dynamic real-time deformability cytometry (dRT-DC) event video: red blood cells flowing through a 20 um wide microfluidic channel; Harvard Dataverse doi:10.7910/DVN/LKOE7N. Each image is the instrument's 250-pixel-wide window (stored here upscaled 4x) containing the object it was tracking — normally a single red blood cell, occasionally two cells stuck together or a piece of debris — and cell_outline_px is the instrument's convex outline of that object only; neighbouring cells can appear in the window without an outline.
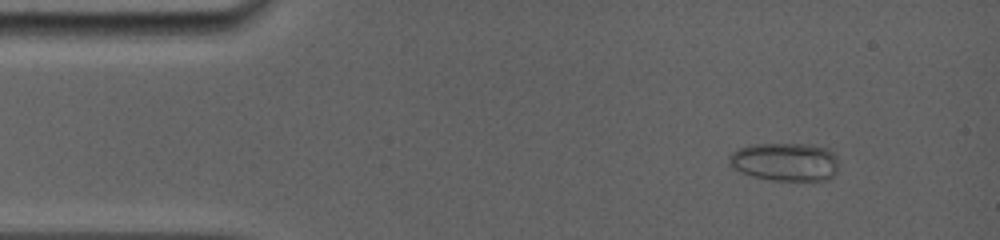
{"species": "common noctule bat (a hibernating species)", "species_latin": "Nyctalus noctula", "temperature_condition": "room temperature", "stored_images_in_passage": 28, "camera_frame_rate_fps": 5000, "um_per_image_px": 0.085, "animal": {"sex": "female", "body_mass_g": 19.0, "forearm_length_mm": 56.7}, "frame": {"image": 1, "passage_image": 4, "time_ms": 1.4, "image_size_px": [1000, 240], "cell_outline_px": [[836, 172], [828, 180], [772, 180], [752, 176], [740, 172], [728, 164], [728, 156], [732, 152], [740, 148], [756, 144], [808, 144], [828, 148], [836, 156]], "centroid_in_image_um": [66.71, 13.75], "position_along_channel_um": 18.3, "area_um2": 24.39}}
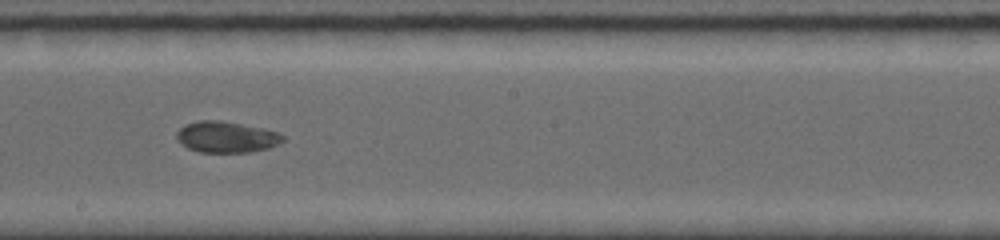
{"frame": {"image": 2, "passage_image": 19, "time_ms": 8.8, "image_size_px": [1000, 240], "cell_outline_px": [[284, 140], [268, 148], [252, 152], [200, 152], [188, 148], [180, 144], [176, 136], [176, 132], [184, 124], [200, 120], [220, 120], [260, 128], [276, 132], [284, 136]], "centroid_in_image_um": [19.19, 11.65], "position_along_channel_um": 229.0, "area_um2": 19.13}}
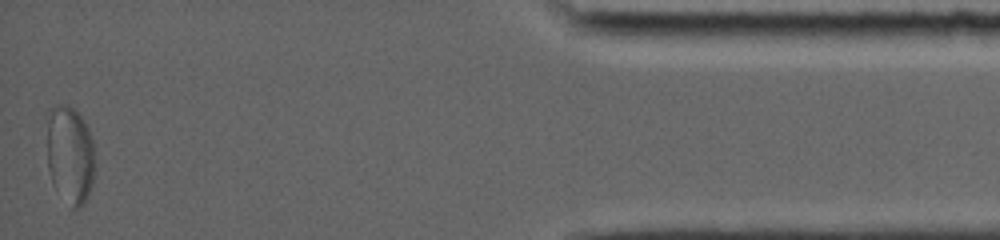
{"frame": {"image": 3, "passage_image": 28, "time_ms": 15.6, "image_size_px": [1000, 240], "cell_outline_px": [[92, 184], [88, 196], [84, 204], [80, 208], [72, 208], [52, 184], [48, 168], [48, 108], [60, 104], [64, 104], [72, 108], [84, 120], [88, 128], [92, 140]], "centroid_in_image_um": [5.92, 13.15], "position_along_channel_um": 429.3, "area_um2": 26.99}, "authors_computed_cell_mechanics": {"area_um2": 20.6924, "velocity_mm_per_s": 3.8853, "shape_relaxation_time_tau1_ms": null, "shape_relaxation_time_tau2_ms": 2.3516, "deformation_change_tau1": null, "deformation_change_tau2": 0.0489}}